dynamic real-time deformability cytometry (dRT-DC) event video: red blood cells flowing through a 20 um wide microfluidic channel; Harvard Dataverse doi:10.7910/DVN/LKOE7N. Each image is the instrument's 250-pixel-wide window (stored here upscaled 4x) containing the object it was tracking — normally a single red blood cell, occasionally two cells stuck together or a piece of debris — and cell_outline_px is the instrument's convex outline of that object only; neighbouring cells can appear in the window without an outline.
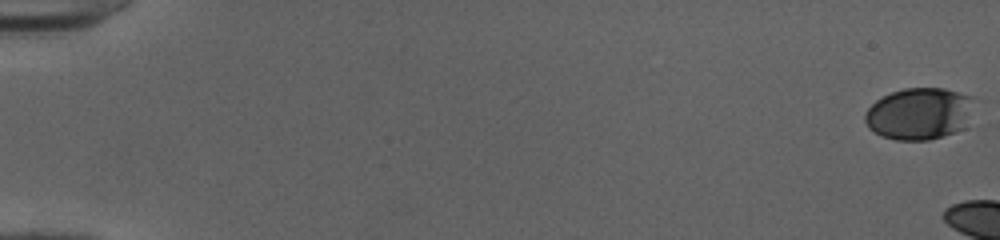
{"species": "human", "species_latin": "Homo sapiens", "temperature_condition": "cold", "stored_images_in_passage": 9, "camera_frame_rate_fps": 3000, "um_per_image_px": 0.085, "donor": {"sex": "female"}, "frame": {"image": 1, "passage_image": 1, "time_ms": 0.0, "image_size_px": [1000, 240], "cell_outline_px": [[972, 96], [964, 128], [928, 140], [896, 140], [880, 136], [868, 128], [864, 120], [864, 116], [868, 108], [876, 100], [892, 92], [904, 88], [944, 88]], "centroid_in_image_um": [78.05, 9.66], "position_along_channel_um": 7.0, "area_um2": 32.48}}